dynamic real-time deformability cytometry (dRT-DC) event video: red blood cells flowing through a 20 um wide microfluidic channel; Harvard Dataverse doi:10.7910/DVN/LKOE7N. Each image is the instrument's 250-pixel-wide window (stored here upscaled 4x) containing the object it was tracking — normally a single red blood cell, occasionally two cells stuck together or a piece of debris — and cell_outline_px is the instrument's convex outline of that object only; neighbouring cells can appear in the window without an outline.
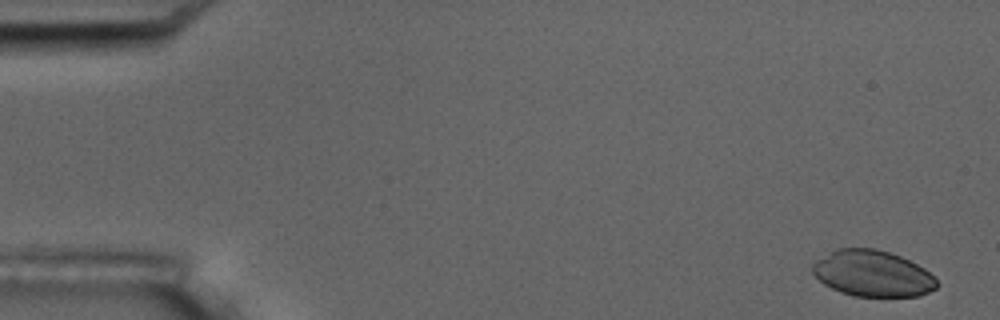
{"species": "common noctule bat (a hibernating species)", "species_latin": "Nyctalus noctula", "temperature_condition": "room temperature", "stored_images_in_passage": 5, "camera_frame_rate_fps": 3000, "um_per_image_px": 0.085, "animal": {"sex": "male", "body_mass_g": 17.5, "forearm_length_mm": 52.3}, "frame": {"image": 1, "passage_image": 1, "time_ms": 0.0, "image_size_px": [1000, 320], "cell_outline_px": [[940, 284], [936, 288], [920, 296], [856, 296], [840, 292], [824, 284], [812, 272], [812, 264], [816, 260], [836, 248], [876, 248], [900, 256], [924, 268]], "centroid_in_image_um": [74.16, 23.24], "position_along_channel_um": 10.8, "area_um2": 33.29}}